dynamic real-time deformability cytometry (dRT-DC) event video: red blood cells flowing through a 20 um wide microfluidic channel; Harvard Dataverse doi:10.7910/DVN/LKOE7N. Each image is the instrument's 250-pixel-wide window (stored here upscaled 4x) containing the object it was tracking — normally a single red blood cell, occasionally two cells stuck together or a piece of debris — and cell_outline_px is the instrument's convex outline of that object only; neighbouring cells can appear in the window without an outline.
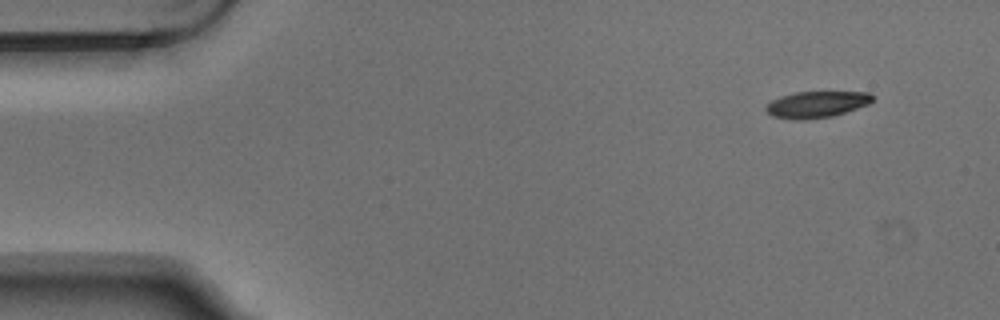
{"species": "Egyptian fruit bat (a non-hibernating species)", "species_latin": "Rousettus aegyptiacus", "temperature_condition": "warm", "stored_images_in_passage": 4, "camera_frame_rate_fps": 3000, "um_per_image_px": 0.085, "animal": {"sex": "male"}, "frame": {"image": 1, "passage_image": 1, "time_ms": 0.0, "image_size_px": [1000, 320], "cell_outline_px": [[872, 100], [868, 104], [832, 116], [804, 120], [792, 120], [772, 116], [764, 108], [772, 100], [780, 96], [796, 92], [868, 92], [872, 96]], "centroid_in_image_um": [69.36, 8.88], "position_along_channel_um": 15.6, "area_um2": 16.24}}
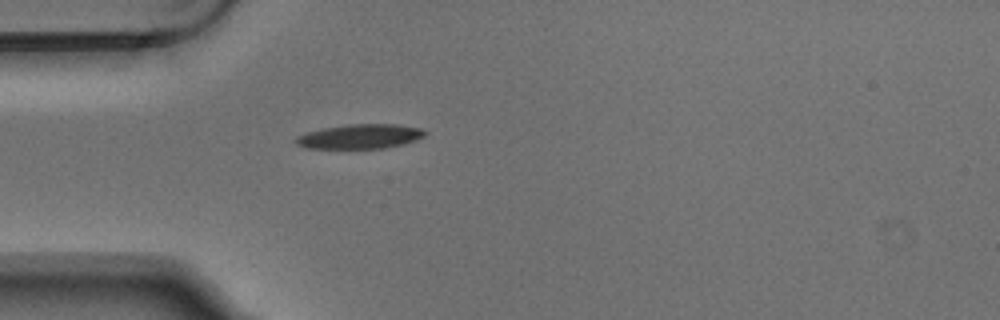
{"frame": {"image": 2, "passage_image": 4, "time_ms": 1.0, "image_size_px": [1000, 320], "cell_outline_px": [[428, 132], [424, 136], [416, 140], [404, 144], [384, 148], [304, 148], [296, 144], [292, 140], [296, 136], [308, 132], [324, 128], [348, 124], [396, 124], [424, 128]], "centroid_in_image_um": [30.62, 11.59], "position_along_channel_um": 54.4, "area_um2": 18.61}}